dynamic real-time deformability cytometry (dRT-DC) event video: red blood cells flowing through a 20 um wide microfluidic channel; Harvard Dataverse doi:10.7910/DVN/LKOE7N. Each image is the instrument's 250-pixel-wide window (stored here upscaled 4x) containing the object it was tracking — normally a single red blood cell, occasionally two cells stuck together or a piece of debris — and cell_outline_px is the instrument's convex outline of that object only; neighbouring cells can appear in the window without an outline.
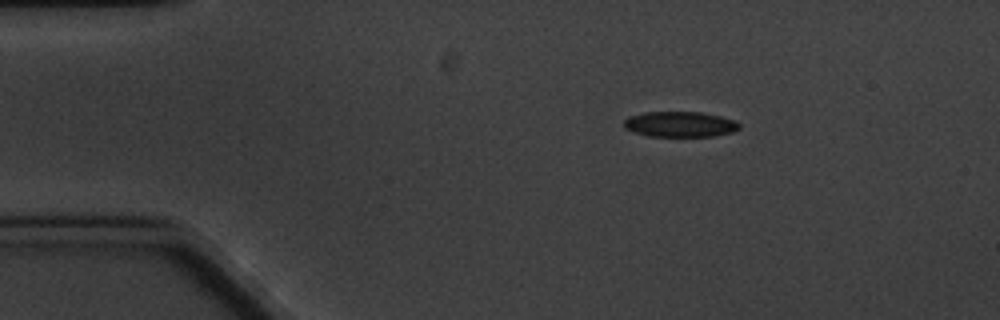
{"species": "common noctule bat (a hibernating species)", "species_latin": "Nyctalus noctula", "temperature_condition": "cold", "stored_images_in_passage": 4, "camera_frame_rate_fps": 3000, "um_per_image_px": 0.085, "animal": {"sex": "male", "body_mass_g": 20.1, "forearm_length_mm": 53.5}, "frame": {"image": 1, "passage_image": 2, "time_ms": 1.333, "image_size_px": [1000, 320], "cell_outline_px": [[740, 128], [732, 132], [712, 136], [648, 136], [632, 132], [624, 128], [624, 120], [628, 116], [644, 112], [700, 112], [720, 116], [736, 120], [740, 124]], "centroid_in_image_um": [57.78, 10.56], "position_along_channel_um": 27.2, "area_um2": 17.22}}